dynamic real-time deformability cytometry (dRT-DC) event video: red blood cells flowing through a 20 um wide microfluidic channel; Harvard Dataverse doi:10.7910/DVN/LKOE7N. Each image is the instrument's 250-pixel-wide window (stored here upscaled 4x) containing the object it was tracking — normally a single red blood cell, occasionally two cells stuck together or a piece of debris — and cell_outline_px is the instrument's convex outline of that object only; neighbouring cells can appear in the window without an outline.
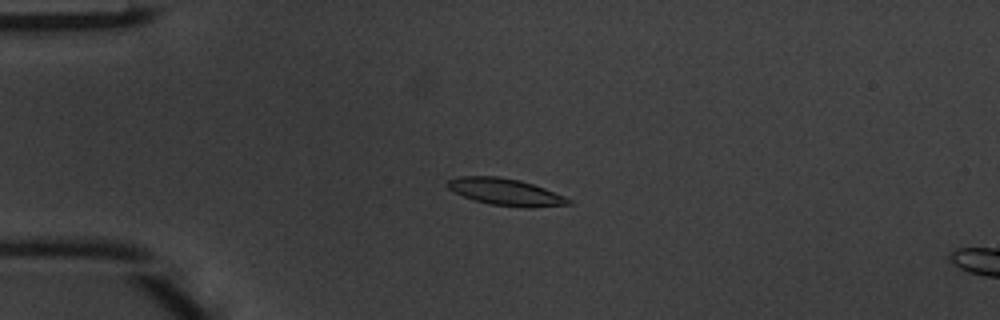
{"species": "common noctule bat (a hibernating species)", "species_latin": "Nyctalus noctula", "temperature_condition": "warm", "stored_images_in_passage": 49, "camera_frame_rate_fps": 3000, "um_per_image_px": 0.085, "animal": {"sex": "male", "body_mass_g": 20.1, "forearm_length_mm": 53.5}, "frame": {"image": 1, "passage_image": 12, "time_ms": 3.667, "image_size_px": [1000, 320], "cell_outline_px": [[572, 204], [532, 208], [524, 208], [492, 204], [476, 200], [464, 196], [448, 188], [448, 180], [460, 176], [500, 176], [520, 180], [544, 188], [564, 196], [572, 200]], "centroid_in_image_um": [43.03, 16.32], "position_along_channel_um": 42.0, "area_um2": 18.79}}
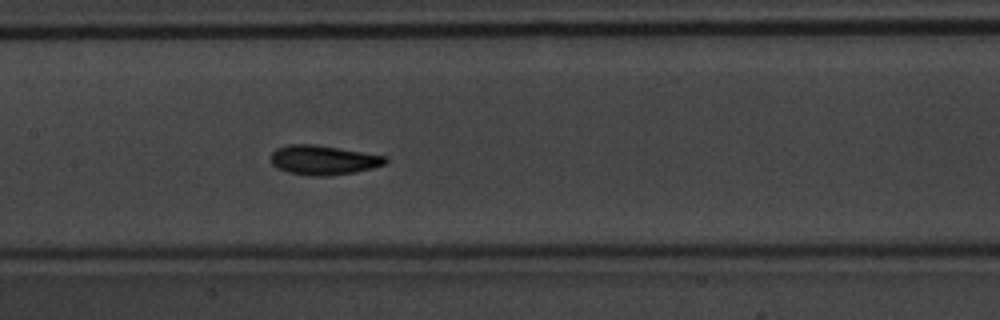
{"frame": {"image": 2, "passage_image": 24, "time_ms": 7.667, "image_size_px": [1000, 320], "cell_outline_px": [[388, 160], [384, 164], [372, 168], [352, 172], [328, 176], [308, 176], [288, 172], [276, 168], [272, 164], [272, 152], [276, 148], [288, 144], [316, 144], [388, 156]], "centroid_in_image_um": [27.47, 13.59], "position_along_channel_um": 179.9, "area_um2": 19.77}}
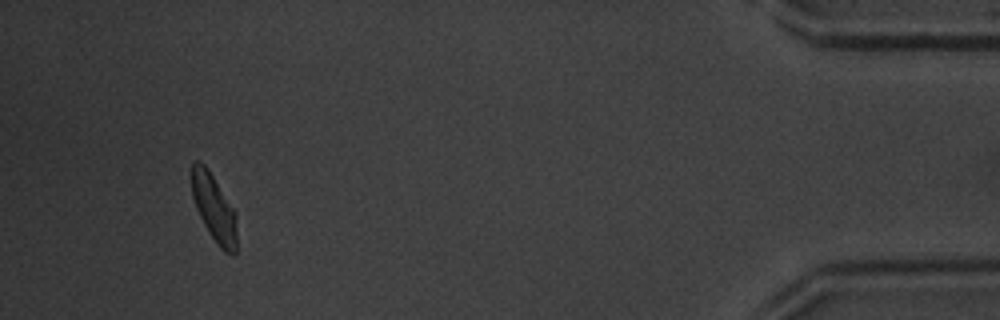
{"frame": {"image": 3, "passage_image": 46, "time_ms": 15.0, "image_size_px": [1000, 320], "cell_outline_px": [[236, 252], [232, 256], [224, 252], [216, 244], [204, 224], [196, 208], [192, 196], [192, 164], [196, 160], [200, 160], [208, 168], [236, 212]], "centroid_in_image_um": [18.2, 17.69], "position_along_channel_um": 417.0, "area_um2": 17.74}, "authors_computed_cell_mechanics": {"area_um2": 18.3804, "velocity_mm_per_s": 4.1313, "shape_relaxation_time_tau1_ms": 1.7684, "shape_relaxation_time_tau2_ms": 2.0811, "deformation_change_tau1": 0.1188, "deformation_change_tau2": 0.0724}}